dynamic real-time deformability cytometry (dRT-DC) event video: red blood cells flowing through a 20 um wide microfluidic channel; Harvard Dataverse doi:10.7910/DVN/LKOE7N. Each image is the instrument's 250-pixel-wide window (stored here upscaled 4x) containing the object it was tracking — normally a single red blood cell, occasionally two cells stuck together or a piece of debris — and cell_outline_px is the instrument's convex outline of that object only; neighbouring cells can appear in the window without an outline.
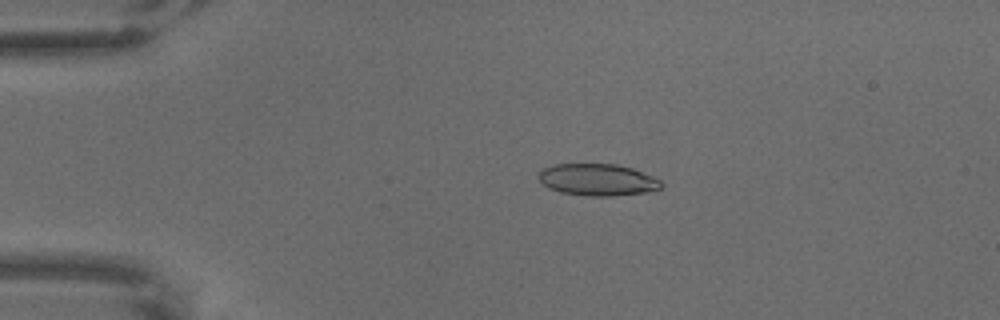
{"species": "common noctule bat (a hibernating species)", "species_latin": "Nyctalus noctula", "temperature_condition": "warm", "stored_images_in_passage": 5, "camera_frame_rate_fps": 3000, "um_per_image_px": 0.085, "animal": {"sex": "male", "body_mass_g": 18.8}, "frame": {"image": 1, "passage_image": 4, "time_ms": 1.0, "image_size_px": [1000, 320], "cell_outline_px": [[664, 184], [660, 188], [644, 192], [612, 196], [588, 196], [560, 192], [548, 188], [536, 176], [544, 168], [552, 164], [616, 164], [632, 168], [652, 176], [660, 180]], "centroid_in_image_um": [50.77, 15.27], "position_along_channel_um": 34.2, "area_um2": 22.72}}